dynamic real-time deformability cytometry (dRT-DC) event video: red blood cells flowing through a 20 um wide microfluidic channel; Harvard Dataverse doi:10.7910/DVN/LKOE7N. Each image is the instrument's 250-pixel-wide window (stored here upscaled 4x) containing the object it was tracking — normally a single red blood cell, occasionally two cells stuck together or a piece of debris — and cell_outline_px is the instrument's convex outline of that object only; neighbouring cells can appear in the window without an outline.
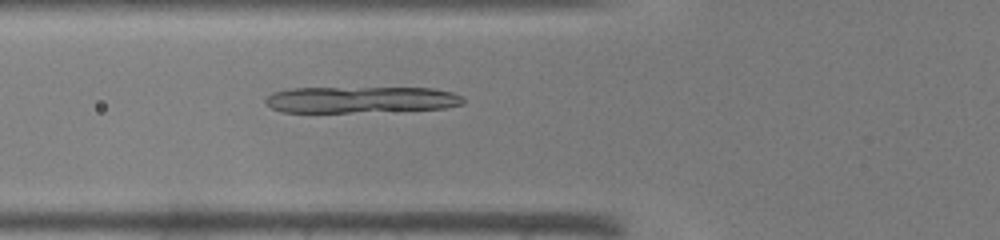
{"species": "common noctule bat (a hibernating species)", "species_latin": "Nyctalus noctula", "temperature_condition": "warm", "stored_images_in_passage": 37, "camera_frame_rate_fps": 3000, "um_per_image_px": 0.085, "animal": {"sex": "male", "body_mass_g": 19.0, "forearm_length_mm": 50.8}, "frame": {"image": 1, "passage_image": 10, "time_ms": 3.0, "image_size_px": [1000, 240], "cell_outline_px": [[464, 104], [444, 108], [348, 112], [280, 112], [264, 104], [264, 100], [272, 92], [288, 88], [432, 88], [452, 92], [460, 96], [464, 100]], "centroid_in_image_um": [30.6, 8.46], "position_along_channel_um": 95.2, "area_um2": 30.35}}
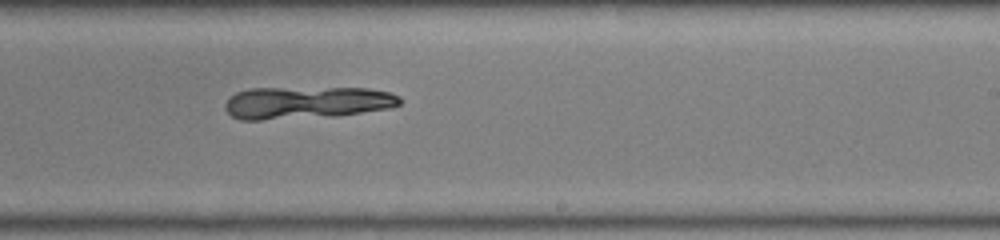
{"frame": {"image": 2, "passage_image": 21, "time_ms": 6.667, "image_size_px": [1000, 240], "cell_outline_px": [[404, 100], [400, 104], [388, 108], [336, 116], [260, 120], [240, 120], [232, 116], [224, 108], [224, 104], [236, 92], [252, 88], [368, 88], [388, 92], [400, 96]], "centroid_in_image_um": [26.06, 8.72], "position_along_channel_um": 262.9, "area_um2": 33.0}}
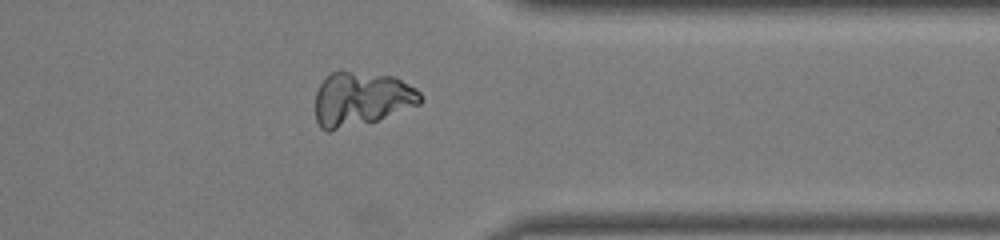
{"frame": {"image": 3, "passage_image": 29, "time_ms": 9.333, "image_size_px": [1000, 240], "cell_outline_px": [[424, 100], [420, 104], [376, 120], [328, 132], [320, 128], [316, 120], [316, 92], [324, 76], [340, 68], [396, 76], [416, 88], [420, 92]], "centroid_in_image_um": [30.7, 8.35], "position_along_channel_um": 380.7, "area_um2": 33.81}}